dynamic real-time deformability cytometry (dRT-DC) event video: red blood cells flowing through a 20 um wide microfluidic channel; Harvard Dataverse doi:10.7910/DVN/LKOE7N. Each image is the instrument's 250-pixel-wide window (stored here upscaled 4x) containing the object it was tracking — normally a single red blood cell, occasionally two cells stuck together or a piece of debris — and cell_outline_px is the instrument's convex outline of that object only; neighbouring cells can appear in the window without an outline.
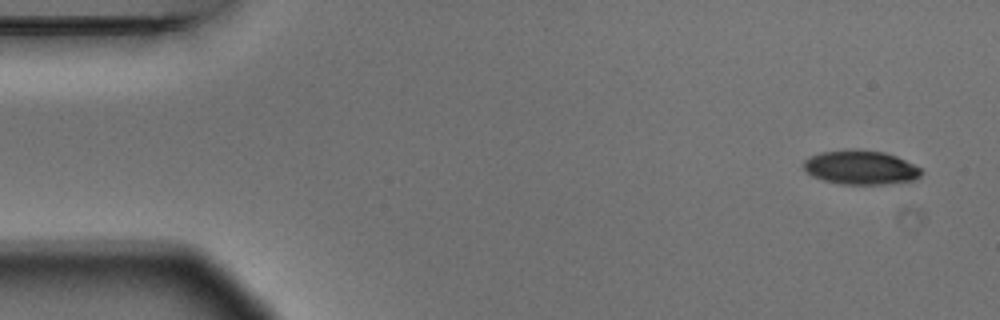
{"species": "Egyptian fruit bat (a non-hibernating species)", "species_latin": "Rousettus aegyptiacus", "temperature_condition": "warm", "stored_images_in_passage": 4, "camera_frame_rate_fps": 3000, "um_per_image_px": 0.085, "animal": {"sex": "male"}, "frame": {"image": 1, "passage_image": 1, "time_ms": 0.0, "image_size_px": [1000, 320], "cell_outline_px": [[924, 172], [920, 176], [912, 180], [880, 184], [844, 184], [824, 180], [812, 176], [804, 168], [804, 160], [808, 156], [820, 152], [856, 148], [884, 152], [896, 156], [920, 168]], "centroid_in_image_um": [73.13, 14.21], "position_along_channel_um": 11.9, "area_um2": 23.29}}
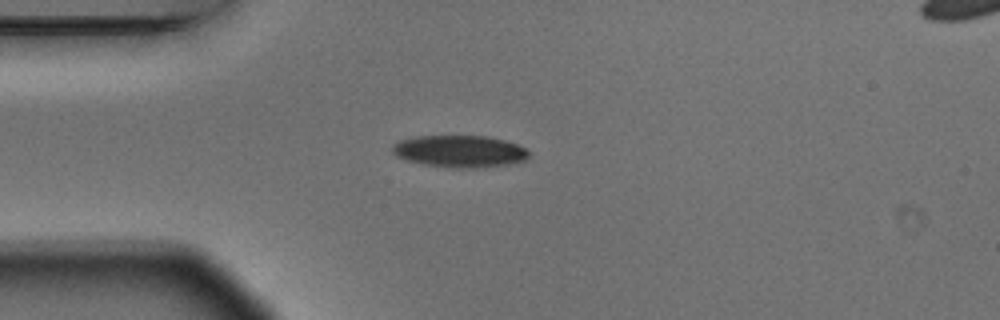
{"frame": {"image": 2, "passage_image": 4, "time_ms": 1.0, "image_size_px": [1000, 320], "cell_outline_px": [[528, 156], [524, 160], [508, 164], [476, 168], [448, 168], [424, 164], [408, 160], [396, 156], [392, 152], [392, 144], [400, 140], [416, 136], [488, 136], [504, 140], [516, 144], [524, 148], [528, 152]], "centroid_in_image_um": [39.03, 12.86], "position_along_channel_um": 46.0, "area_um2": 25.37}}